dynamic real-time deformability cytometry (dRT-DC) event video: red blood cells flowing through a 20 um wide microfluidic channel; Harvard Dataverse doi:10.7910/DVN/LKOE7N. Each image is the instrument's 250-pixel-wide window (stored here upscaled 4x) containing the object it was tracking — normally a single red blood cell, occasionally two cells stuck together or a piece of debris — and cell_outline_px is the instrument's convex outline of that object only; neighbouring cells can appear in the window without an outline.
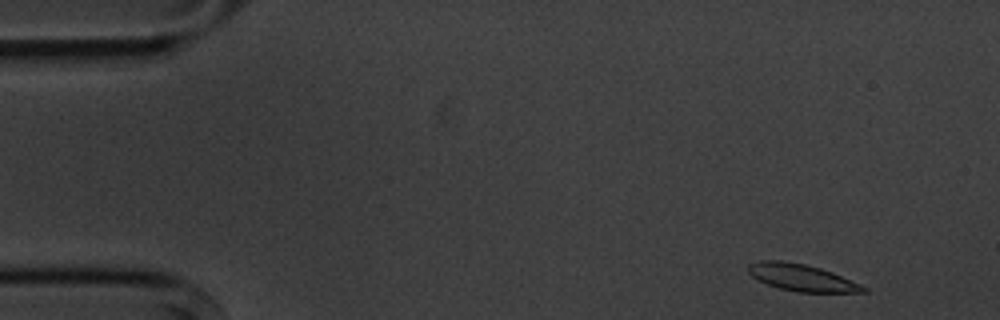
{"species": "common noctule bat (a hibernating species)", "species_latin": "Nyctalus noctula", "temperature_condition": "cold", "stored_images_in_passage": 5, "camera_frame_rate_fps": 3000, "um_per_image_px": 0.085, "animal": {"sex": "male", "body_mass_g": 20.1, "forearm_length_mm": 53.5}, "frame": {"image": 1, "passage_image": 5, "time_ms": 4.667, "image_size_px": [1000, 320], "cell_outline_px": [[868, 292], [796, 292], [780, 288], [768, 284], [752, 276], [748, 272], [748, 264], [760, 260], [784, 260], [804, 264], [820, 268], [832, 272], [860, 284], [868, 288]], "centroid_in_image_um": [68.14, 23.59], "position_along_channel_um": 16.9, "area_um2": 17.92}}